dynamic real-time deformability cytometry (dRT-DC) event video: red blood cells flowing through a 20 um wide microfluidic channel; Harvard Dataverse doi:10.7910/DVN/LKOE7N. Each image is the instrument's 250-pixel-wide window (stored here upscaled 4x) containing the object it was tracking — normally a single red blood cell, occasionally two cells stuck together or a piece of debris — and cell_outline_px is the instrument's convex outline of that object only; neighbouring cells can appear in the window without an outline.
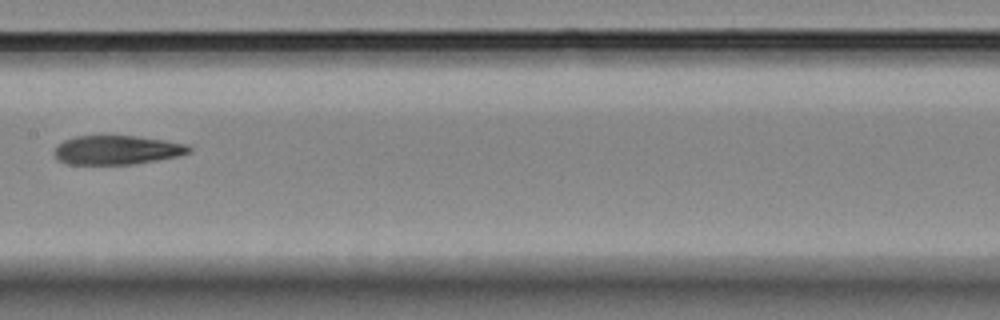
{"species": "Egyptian fruit bat (a non-hibernating species)", "species_latin": "Rousettus aegyptiacus", "temperature_condition": "room temperature", "stored_images_in_passage": 6, "camera_frame_rate_fps": 3000, "um_per_image_px": 0.085, "animal": {"sex": "female"}, "frame": {"image": 1, "passage_image": 6, "time_ms": 6.0, "image_size_px": [1000, 320], "cell_outline_px": [[192, 152], [176, 156], [156, 160], [132, 164], [68, 164], [60, 160], [52, 152], [56, 144], [64, 140], [76, 136], [136, 136], [164, 140], [188, 144], [192, 148]], "centroid_in_image_um": [9.93, 12.74], "position_along_channel_um": 197.5, "area_um2": 22.77}}